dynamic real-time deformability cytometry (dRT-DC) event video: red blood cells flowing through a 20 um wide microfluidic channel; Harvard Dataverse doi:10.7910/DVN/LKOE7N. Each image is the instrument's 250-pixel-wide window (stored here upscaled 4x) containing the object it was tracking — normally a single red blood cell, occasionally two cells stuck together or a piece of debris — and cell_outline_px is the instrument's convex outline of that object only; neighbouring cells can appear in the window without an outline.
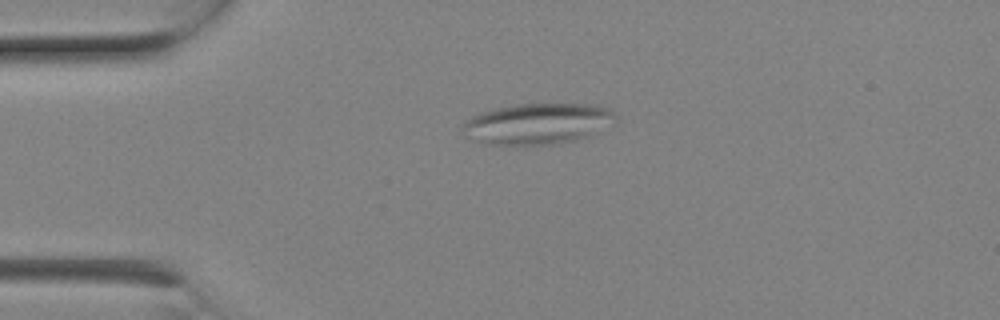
{"species": "Egyptian fruit bat (a non-hibernating species)", "species_latin": "Rousettus aegyptiacus", "temperature_condition": "room temperature", "stored_images_in_passage": 2, "camera_frame_rate_fps": 3000, "um_per_image_px": 0.085, "animal": {"sex": "female"}, "frame": {"image": 1, "passage_image": 1, "time_ms": 0.0, "image_size_px": [1000, 320], "cell_outline_px": [[616, 124], [592, 136], [560, 144], [504, 148], [484, 144], [464, 136], [460, 132], [460, 124], [464, 120], [480, 112], [512, 104], [596, 104], [608, 108], [616, 112]], "centroid_in_image_um": [45.67, 10.57], "position_along_channel_um": 39.3, "area_um2": 38.61}}